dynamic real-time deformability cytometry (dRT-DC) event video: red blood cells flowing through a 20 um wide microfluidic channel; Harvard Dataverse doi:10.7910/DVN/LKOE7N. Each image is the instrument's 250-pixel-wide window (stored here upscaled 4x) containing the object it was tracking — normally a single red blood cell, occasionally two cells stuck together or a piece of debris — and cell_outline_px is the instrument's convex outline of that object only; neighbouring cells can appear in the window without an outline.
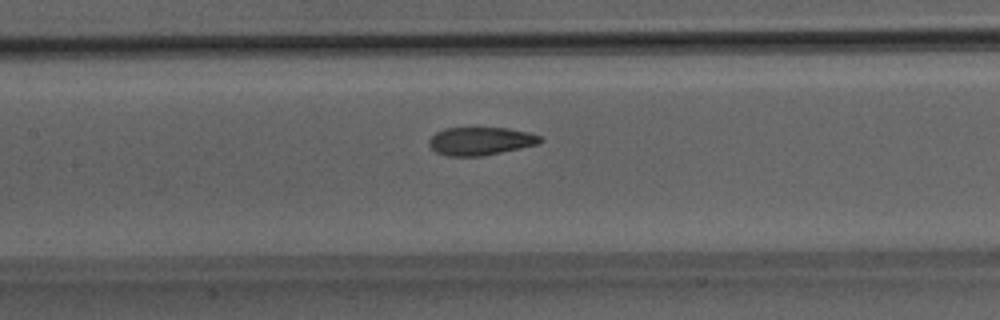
{"species": "Egyptian fruit bat (a non-hibernating species)", "species_latin": "Rousettus aegyptiacus", "temperature_condition": "room temperature", "stored_images_in_passage": 42, "camera_frame_rate_fps": 3000, "um_per_image_px": 0.085, "animal": {"sex": "male"}, "frame": {"image": 1, "passage_image": 16, "time_ms": 5.0, "image_size_px": [1000, 320], "cell_outline_px": [[544, 140], [536, 144], [520, 148], [484, 156], [448, 156], [436, 152], [428, 144], [428, 140], [436, 132], [444, 128], [508, 128], [528, 132], [540, 136]], "centroid_in_image_um": [40.82, 11.99], "position_along_channel_um": 166.6, "area_um2": 18.15}}
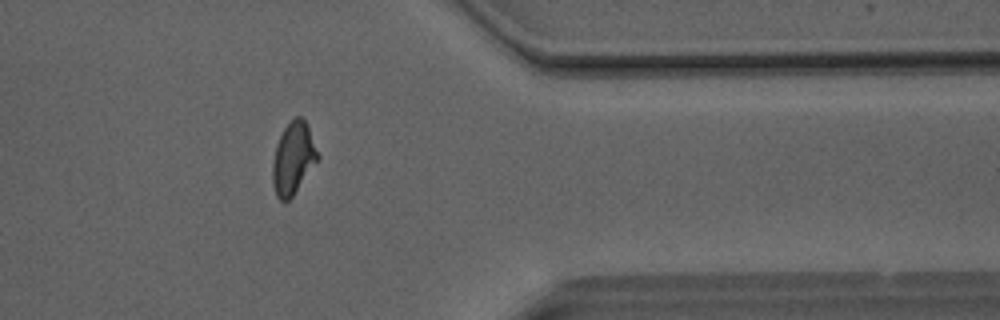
{"frame": {"image": 2, "passage_image": 33, "time_ms": 10.667, "image_size_px": [1000, 320], "cell_outline_px": [[320, 156], [292, 196], [288, 200], [280, 200], [276, 196], [272, 184], [272, 164], [276, 144], [284, 128], [296, 116], [300, 116], [304, 120], [308, 128]], "centroid_in_image_um": [24.9, 13.46], "position_along_channel_um": 386.5, "area_um2": 18.55}}
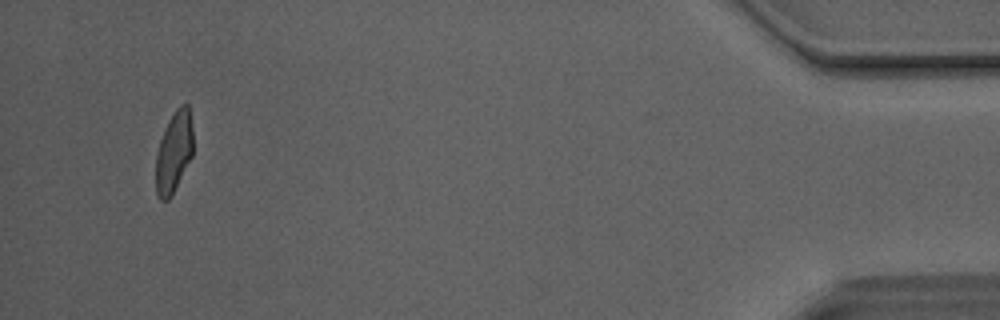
{"frame": {"image": 3, "passage_image": 40, "time_ms": 13.0, "image_size_px": [1000, 320], "cell_outline_px": [[192, 156], [168, 200], [160, 200], [156, 192], [156, 152], [164, 128], [176, 108], [180, 104], [188, 104], [192, 128]], "centroid_in_image_um": [14.76, 12.89], "position_along_channel_um": 420.4, "area_um2": 17.34}, "authors_computed_cell_mechanics": {"area_um2": 18.7561, "velocity_mm_per_s": 4.1406, "shape_relaxation_time_tau1_ms": 5.5406, "shape_relaxation_time_tau2_ms": 1.3467, "deformation_change_tau1": 0.1957, "deformation_change_tau2": 0.0719}}